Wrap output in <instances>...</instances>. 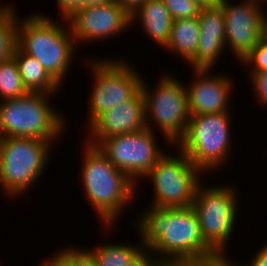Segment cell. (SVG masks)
Segmentation results:
<instances>
[{
	"instance_id": "6da1fadb",
	"label": "cell",
	"mask_w": 267,
	"mask_h": 266,
	"mask_svg": "<svg viewBox=\"0 0 267 266\" xmlns=\"http://www.w3.org/2000/svg\"><path fill=\"white\" fill-rule=\"evenodd\" d=\"M138 218L135 225L140 234L138 240L160 264L215 266L221 259L204 242L192 206L160 208L150 204Z\"/></svg>"
},
{
	"instance_id": "7a4b0ae2",
	"label": "cell",
	"mask_w": 267,
	"mask_h": 266,
	"mask_svg": "<svg viewBox=\"0 0 267 266\" xmlns=\"http://www.w3.org/2000/svg\"><path fill=\"white\" fill-rule=\"evenodd\" d=\"M83 153L81 183L84 193L104 227L111 228L122 210L135 199L136 183L116 168L97 146L85 141Z\"/></svg>"
},
{
	"instance_id": "3957f363",
	"label": "cell",
	"mask_w": 267,
	"mask_h": 266,
	"mask_svg": "<svg viewBox=\"0 0 267 266\" xmlns=\"http://www.w3.org/2000/svg\"><path fill=\"white\" fill-rule=\"evenodd\" d=\"M64 27L35 12L18 19L17 24V46L34 57L60 85L68 75L78 47L69 26Z\"/></svg>"
},
{
	"instance_id": "277c9868",
	"label": "cell",
	"mask_w": 267,
	"mask_h": 266,
	"mask_svg": "<svg viewBox=\"0 0 267 266\" xmlns=\"http://www.w3.org/2000/svg\"><path fill=\"white\" fill-rule=\"evenodd\" d=\"M49 95L53 94L28 92L20 98L1 100L0 138L32 137L51 142L60 139L67 126L66 118L49 103Z\"/></svg>"
},
{
	"instance_id": "5b68a950",
	"label": "cell",
	"mask_w": 267,
	"mask_h": 266,
	"mask_svg": "<svg viewBox=\"0 0 267 266\" xmlns=\"http://www.w3.org/2000/svg\"><path fill=\"white\" fill-rule=\"evenodd\" d=\"M231 115V109L222 113L190 115L186 133L176 147L203 173L217 171L231 155Z\"/></svg>"
},
{
	"instance_id": "8992f818",
	"label": "cell",
	"mask_w": 267,
	"mask_h": 266,
	"mask_svg": "<svg viewBox=\"0 0 267 266\" xmlns=\"http://www.w3.org/2000/svg\"><path fill=\"white\" fill-rule=\"evenodd\" d=\"M52 144L32 137L0 138V185L9 197L21 196L36 184L47 168Z\"/></svg>"
},
{
	"instance_id": "52a82bcc",
	"label": "cell",
	"mask_w": 267,
	"mask_h": 266,
	"mask_svg": "<svg viewBox=\"0 0 267 266\" xmlns=\"http://www.w3.org/2000/svg\"><path fill=\"white\" fill-rule=\"evenodd\" d=\"M237 189L230 184L203 187L198 185L192 207L199 218L204 242L220 257L227 258L228 242L238 213Z\"/></svg>"
},
{
	"instance_id": "ba28073f",
	"label": "cell",
	"mask_w": 267,
	"mask_h": 266,
	"mask_svg": "<svg viewBox=\"0 0 267 266\" xmlns=\"http://www.w3.org/2000/svg\"><path fill=\"white\" fill-rule=\"evenodd\" d=\"M171 76L164 74L154 91L142 79L141 91L145 99L146 128L154 131L156 125L168 144L173 146L186 133L190 114L186 87L178 78Z\"/></svg>"
},
{
	"instance_id": "9c48e42d",
	"label": "cell",
	"mask_w": 267,
	"mask_h": 266,
	"mask_svg": "<svg viewBox=\"0 0 267 266\" xmlns=\"http://www.w3.org/2000/svg\"><path fill=\"white\" fill-rule=\"evenodd\" d=\"M177 149V156L166 152L143 178H149L153 184L151 206L176 208L193 205L196 189L203 182L200 177L203 172Z\"/></svg>"
},
{
	"instance_id": "30bf717a",
	"label": "cell",
	"mask_w": 267,
	"mask_h": 266,
	"mask_svg": "<svg viewBox=\"0 0 267 266\" xmlns=\"http://www.w3.org/2000/svg\"><path fill=\"white\" fill-rule=\"evenodd\" d=\"M89 59L87 67L92 70L95 83L88 102V125L114 105L130 100L141 89L144 78L123 58Z\"/></svg>"
},
{
	"instance_id": "8fae6325",
	"label": "cell",
	"mask_w": 267,
	"mask_h": 266,
	"mask_svg": "<svg viewBox=\"0 0 267 266\" xmlns=\"http://www.w3.org/2000/svg\"><path fill=\"white\" fill-rule=\"evenodd\" d=\"M155 133L145 128L131 134L115 135L103 139L97 147L116 168L136 183L166 153L158 147Z\"/></svg>"
},
{
	"instance_id": "7c38bea8",
	"label": "cell",
	"mask_w": 267,
	"mask_h": 266,
	"mask_svg": "<svg viewBox=\"0 0 267 266\" xmlns=\"http://www.w3.org/2000/svg\"><path fill=\"white\" fill-rule=\"evenodd\" d=\"M230 3L229 0H222L220 4L225 19V45L241 62L265 36L267 17L262 6L267 1L241 0L236 4Z\"/></svg>"
},
{
	"instance_id": "4fadbf2b",
	"label": "cell",
	"mask_w": 267,
	"mask_h": 266,
	"mask_svg": "<svg viewBox=\"0 0 267 266\" xmlns=\"http://www.w3.org/2000/svg\"><path fill=\"white\" fill-rule=\"evenodd\" d=\"M70 28L76 43L110 39L124 33L131 24V14L116 1L83 6L62 19ZM82 42V43H81Z\"/></svg>"
},
{
	"instance_id": "5bb4252c",
	"label": "cell",
	"mask_w": 267,
	"mask_h": 266,
	"mask_svg": "<svg viewBox=\"0 0 267 266\" xmlns=\"http://www.w3.org/2000/svg\"><path fill=\"white\" fill-rule=\"evenodd\" d=\"M211 70L193 69L195 79L191 85H185L190 115L222 113L231 109L229 102L234 87L232 78L227 74L213 75Z\"/></svg>"
},
{
	"instance_id": "9a60e30c",
	"label": "cell",
	"mask_w": 267,
	"mask_h": 266,
	"mask_svg": "<svg viewBox=\"0 0 267 266\" xmlns=\"http://www.w3.org/2000/svg\"><path fill=\"white\" fill-rule=\"evenodd\" d=\"M88 128L91 138L85 141L94 146L105 138L145 129V99L141 89L130 100L114 105L102 113Z\"/></svg>"
},
{
	"instance_id": "2e32d148",
	"label": "cell",
	"mask_w": 267,
	"mask_h": 266,
	"mask_svg": "<svg viewBox=\"0 0 267 266\" xmlns=\"http://www.w3.org/2000/svg\"><path fill=\"white\" fill-rule=\"evenodd\" d=\"M198 21L200 24L198 49L188 65L193 69H213L223 51L227 49L222 7L200 8Z\"/></svg>"
},
{
	"instance_id": "e0dca14e",
	"label": "cell",
	"mask_w": 267,
	"mask_h": 266,
	"mask_svg": "<svg viewBox=\"0 0 267 266\" xmlns=\"http://www.w3.org/2000/svg\"><path fill=\"white\" fill-rule=\"evenodd\" d=\"M141 25L145 35L157 45L165 47L170 38L174 19L166 8L163 0H147L131 13V24L136 20Z\"/></svg>"
},
{
	"instance_id": "ac0fdd59",
	"label": "cell",
	"mask_w": 267,
	"mask_h": 266,
	"mask_svg": "<svg viewBox=\"0 0 267 266\" xmlns=\"http://www.w3.org/2000/svg\"><path fill=\"white\" fill-rule=\"evenodd\" d=\"M13 57L17 62L22 83L28 92L57 94L62 87L32 56L16 46Z\"/></svg>"
},
{
	"instance_id": "d6986e66",
	"label": "cell",
	"mask_w": 267,
	"mask_h": 266,
	"mask_svg": "<svg viewBox=\"0 0 267 266\" xmlns=\"http://www.w3.org/2000/svg\"><path fill=\"white\" fill-rule=\"evenodd\" d=\"M200 39L198 17L173 21L170 38L164 47L169 52L180 55L187 63L195 56Z\"/></svg>"
},
{
	"instance_id": "ffe728a7",
	"label": "cell",
	"mask_w": 267,
	"mask_h": 266,
	"mask_svg": "<svg viewBox=\"0 0 267 266\" xmlns=\"http://www.w3.org/2000/svg\"><path fill=\"white\" fill-rule=\"evenodd\" d=\"M131 243H105L102 246L88 249L98 266H128V263L144 248L143 244L130 245Z\"/></svg>"
},
{
	"instance_id": "44dd1931",
	"label": "cell",
	"mask_w": 267,
	"mask_h": 266,
	"mask_svg": "<svg viewBox=\"0 0 267 266\" xmlns=\"http://www.w3.org/2000/svg\"><path fill=\"white\" fill-rule=\"evenodd\" d=\"M28 93L24 87L17 62L12 56L0 61V98H20Z\"/></svg>"
},
{
	"instance_id": "7402d4cb",
	"label": "cell",
	"mask_w": 267,
	"mask_h": 266,
	"mask_svg": "<svg viewBox=\"0 0 267 266\" xmlns=\"http://www.w3.org/2000/svg\"><path fill=\"white\" fill-rule=\"evenodd\" d=\"M16 14L15 9L0 8V61L12 57L17 46Z\"/></svg>"
},
{
	"instance_id": "603a6c76",
	"label": "cell",
	"mask_w": 267,
	"mask_h": 266,
	"mask_svg": "<svg viewBox=\"0 0 267 266\" xmlns=\"http://www.w3.org/2000/svg\"><path fill=\"white\" fill-rule=\"evenodd\" d=\"M55 256L65 265V266H98L96 259L88 248L75 249L65 247L56 252Z\"/></svg>"
},
{
	"instance_id": "cb8c5ba5",
	"label": "cell",
	"mask_w": 267,
	"mask_h": 266,
	"mask_svg": "<svg viewBox=\"0 0 267 266\" xmlns=\"http://www.w3.org/2000/svg\"><path fill=\"white\" fill-rule=\"evenodd\" d=\"M249 68V74L267 70V37L264 36L257 45L241 60Z\"/></svg>"
},
{
	"instance_id": "d4e9b609",
	"label": "cell",
	"mask_w": 267,
	"mask_h": 266,
	"mask_svg": "<svg viewBox=\"0 0 267 266\" xmlns=\"http://www.w3.org/2000/svg\"><path fill=\"white\" fill-rule=\"evenodd\" d=\"M172 18L188 19L198 17L200 7L194 0H163Z\"/></svg>"
},
{
	"instance_id": "484cf974",
	"label": "cell",
	"mask_w": 267,
	"mask_h": 266,
	"mask_svg": "<svg viewBox=\"0 0 267 266\" xmlns=\"http://www.w3.org/2000/svg\"><path fill=\"white\" fill-rule=\"evenodd\" d=\"M249 77L253 83L254 97L257 98L258 102L260 101V104L267 106V70L252 73Z\"/></svg>"
},
{
	"instance_id": "4316f807",
	"label": "cell",
	"mask_w": 267,
	"mask_h": 266,
	"mask_svg": "<svg viewBox=\"0 0 267 266\" xmlns=\"http://www.w3.org/2000/svg\"><path fill=\"white\" fill-rule=\"evenodd\" d=\"M160 263L149 248H143L129 263L128 266H158Z\"/></svg>"
},
{
	"instance_id": "83f0119b",
	"label": "cell",
	"mask_w": 267,
	"mask_h": 266,
	"mask_svg": "<svg viewBox=\"0 0 267 266\" xmlns=\"http://www.w3.org/2000/svg\"><path fill=\"white\" fill-rule=\"evenodd\" d=\"M59 16L62 19L68 18L74 11L82 7V0H56Z\"/></svg>"
},
{
	"instance_id": "f1b7e54d",
	"label": "cell",
	"mask_w": 267,
	"mask_h": 266,
	"mask_svg": "<svg viewBox=\"0 0 267 266\" xmlns=\"http://www.w3.org/2000/svg\"><path fill=\"white\" fill-rule=\"evenodd\" d=\"M256 252V255L253 256L254 258L248 262L249 265L244 264V266H267V242L262 245V248H260L259 251L257 250Z\"/></svg>"
},
{
	"instance_id": "f546056e",
	"label": "cell",
	"mask_w": 267,
	"mask_h": 266,
	"mask_svg": "<svg viewBox=\"0 0 267 266\" xmlns=\"http://www.w3.org/2000/svg\"><path fill=\"white\" fill-rule=\"evenodd\" d=\"M124 7L130 14L147 0H114Z\"/></svg>"
},
{
	"instance_id": "4dcf8cb0",
	"label": "cell",
	"mask_w": 267,
	"mask_h": 266,
	"mask_svg": "<svg viewBox=\"0 0 267 266\" xmlns=\"http://www.w3.org/2000/svg\"><path fill=\"white\" fill-rule=\"evenodd\" d=\"M200 8H215L220 6L222 0H194Z\"/></svg>"
},
{
	"instance_id": "1f68e13d",
	"label": "cell",
	"mask_w": 267,
	"mask_h": 266,
	"mask_svg": "<svg viewBox=\"0 0 267 266\" xmlns=\"http://www.w3.org/2000/svg\"><path fill=\"white\" fill-rule=\"evenodd\" d=\"M215 266H240V262L236 263L230 257L221 258Z\"/></svg>"
},
{
	"instance_id": "d6a6232c",
	"label": "cell",
	"mask_w": 267,
	"mask_h": 266,
	"mask_svg": "<svg viewBox=\"0 0 267 266\" xmlns=\"http://www.w3.org/2000/svg\"><path fill=\"white\" fill-rule=\"evenodd\" d=\"M111 1L113 0H82V7L103 4Z\"/></svg>"
},
{
	"instance_id": "836d02e7",
	"label": "cell",
	"mask_w": 267,
	"mask_h": 266,
	"mask_svg": "<svg viewBox=\"0 0 267 266\" xmlns=\"http://www.w3.org/2000/svg\"><path fill=\"white\" fill-rule=\"evenodd\" d=\"M50 266H65L55 255L50 258Z\"/></svg>"
},
{
	"instance_id": "e575fe53",
	"label": "cell",
	"mask_w": 267,
	"mask_h": 266,
	"mask_svg": "<svg viewBox=\"0 0 267 266\" xmlns=\"http://www.w3.org/2000/svg\"><path fill=\"white\" fill-rule=\"evenodd\" d=\"M38 266H50V258H48V260H46V261H43V263H41Z\"/></svg>"
},
{
	"instance_id": "d590c367",
	"label": "cell",
	"mask_w": 267,
	"mask_h": 266,
	"mask_svg": "<svg viewBox=\"0 0 267 266\" xmlns=\"http://www.w3.org/2000/svg\"><path fill=\"white\" fill-rule=\"evenodd\" d=\"M158 266H186L182 264H159Z\"/></svg>"
},
{
	"instance_id": "8d00e7d4",
	"label": "cell",
	"mask_w": 267,
	"mask_h": 266,
	"mask_svg": "<svg viewBox=\"0 0 267 266\" xmlns=\"http://www.w3.org/2000/svg\"><path fill=\"white\" fill-rule=\"evenodd\" d=\"M13 5L12 4H7V5H4V6H0V8H11V9H14V7H12Z\"/></svg>"
},
{
	"instance_id": "74e56055",
	"label": "cell",
	"mask_w": 267,
	"mask_h": 266,
	"mask_svg": "<svg viewBox=\"0 0 267 266\" xmlns=\"http://www.w3.org/2000/svg\"><path fill=\"white\" fill-rule=\"evenodd\" d=\"M265 36L267 37V22H266V27H265Z\"/></svg>"
}]
</instances>
